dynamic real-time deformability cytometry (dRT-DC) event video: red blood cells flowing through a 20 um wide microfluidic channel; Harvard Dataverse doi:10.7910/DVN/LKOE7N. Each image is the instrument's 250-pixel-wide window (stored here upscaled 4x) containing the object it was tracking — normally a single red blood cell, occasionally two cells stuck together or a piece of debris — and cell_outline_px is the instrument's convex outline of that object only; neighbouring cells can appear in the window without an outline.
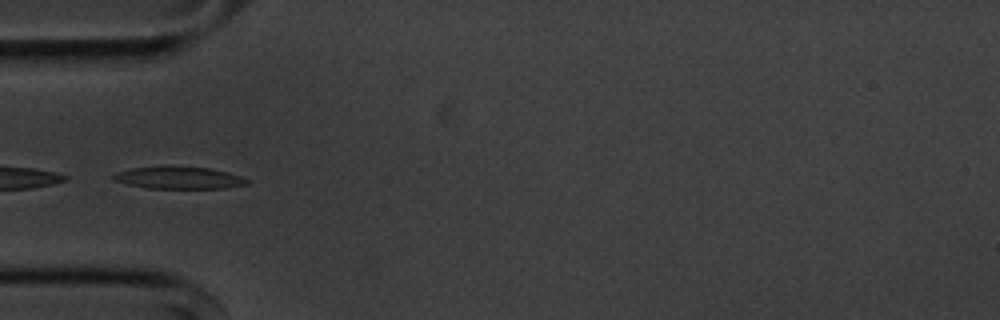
{"species": "common noctule bat (a hibernating species)", "species_latin": "Nyctalus noctula", "temperature_condition": "cold", "stored_images_in_passage": 37, "camera_frame_rate_fps": 3000, "um_per_image_px": 0.085, "animal": {"sex": "male", "body_mass_g": 20.1, "forearm_length_mm": 53.5}, "frame": {"image": 1, "passage_image": 1, "time_ms": 0.0, "image_size_px": [1000, 320], "cell_outline_px": [[252, 180], [248, 184], [228, 188], [148, 188], [128, 184], [112, 180], [112, 176], [116, 172], [132, 168], [164, 164], [172, 164], [208, 168], [228, 172]], "centroid_in_image_um": [15.2, 15.08], "position_along_channel_um": 69.8, "area_um2": 17.92}}
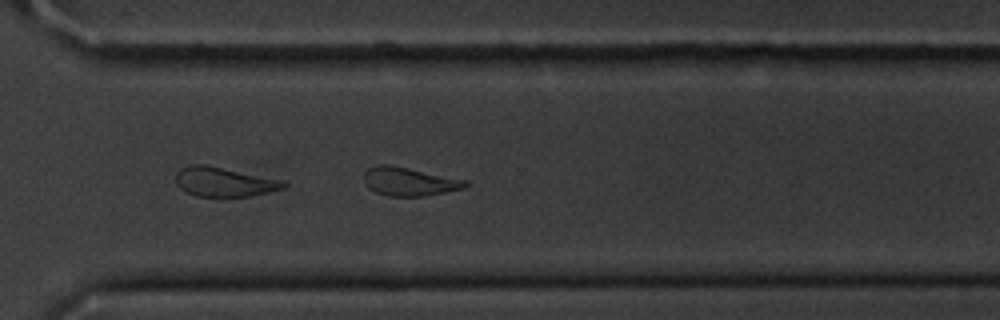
{"frame": {"image": 2, "passage_image": 23, "time_ms": 7.333, "image_size_px": [1000, 320], "cell_outline_px": [[468, 184], [464, 188], [424, 196], [388, 196], [376, 192], [368, 188], [364, 184], [364, 172], [368, 168], [376, 164], [388, 164], [468, 180]], "centroid_in_image_um": [34.75, 15.42], "position_along_channel_um": 335.9, "area_um2": 16.88}}
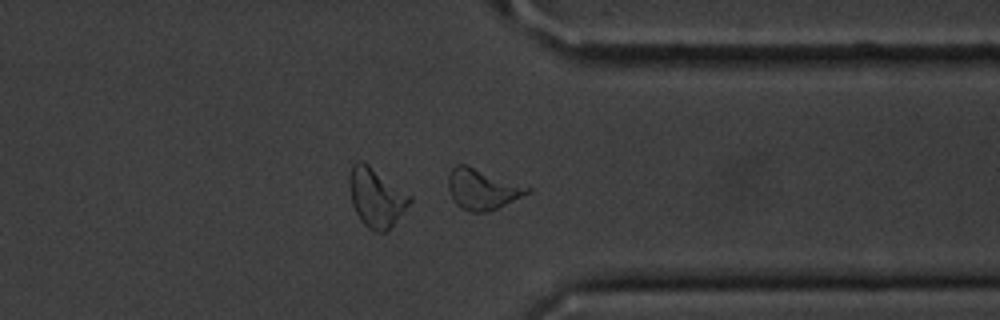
{"frame": {"image": 3, "passage_image": 26, "time_ms": 8.333, "image_size_px": [1000, 320], "cell_outline_px": [[532, 192], [488, 212], [472, 212], [460, 208], [452, 200], [448, 188], [448, 176], [452, 168], [456, 164], [468, 164], [532, 188]], "centroid_in_image_um": [40.98, 16.06], "position_along_channel_um": 370.4, "area_um2": 18.96}, "authors_computed_cell_mechanics": {"area_um2": 17.7446, "velocity_mm_per_s": 3.6264, "shape_relaxation_time_tau1_ms": 4.3162, "shape_relaxation_time_tau2_ms": 3.1194, "deformation_change_tau1": 0.1239, "deformation_change_tau2": 0.1168}}